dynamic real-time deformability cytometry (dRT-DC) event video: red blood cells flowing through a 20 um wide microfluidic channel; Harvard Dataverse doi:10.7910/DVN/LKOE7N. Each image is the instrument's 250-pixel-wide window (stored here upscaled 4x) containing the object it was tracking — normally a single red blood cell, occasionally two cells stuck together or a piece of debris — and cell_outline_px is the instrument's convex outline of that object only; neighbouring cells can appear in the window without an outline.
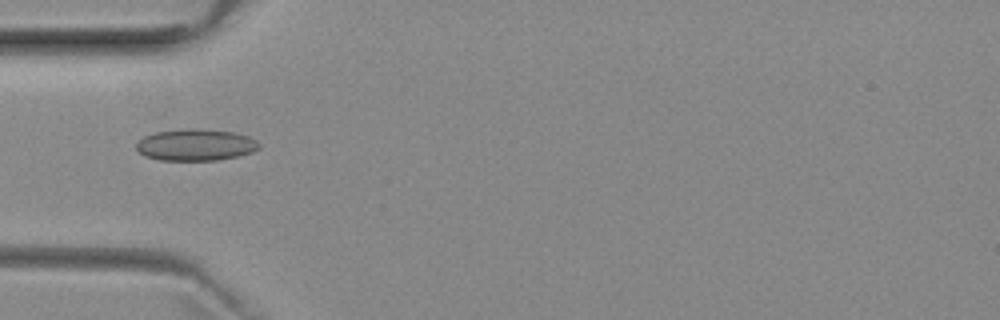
{"species": "common noctule bat (a hibernating species)", "species_latin": "Nyctalus noctula", "temperature_condition": "room temperature", "stored_images_in_passage": 30, "camera_frame_rate_fps": 3000, "um_per_image_px": 0.085, "animal": {"sex": "female", "body_mass_g": 29.2, "forearm_length_mm": 56.3}, "frame": {"image": 1, "passage_image": 1, "time_ms": 0.0, "image_size_px": [1000, 320], "cell_outline_px": [[260, 148], [252, 152], [236, 156], [216, 160], [160, 160], [144, 156], [136, 148], [136, 144], [144, 136], [156, 132], [184, 128], [196, 128], [232, 132], [248, 136], [256, 140], [260, 144]], "centroid_in_image_um": [16.62, 12.31], "position_along_channel_um": 68.4, "area_um2": 22.6}}
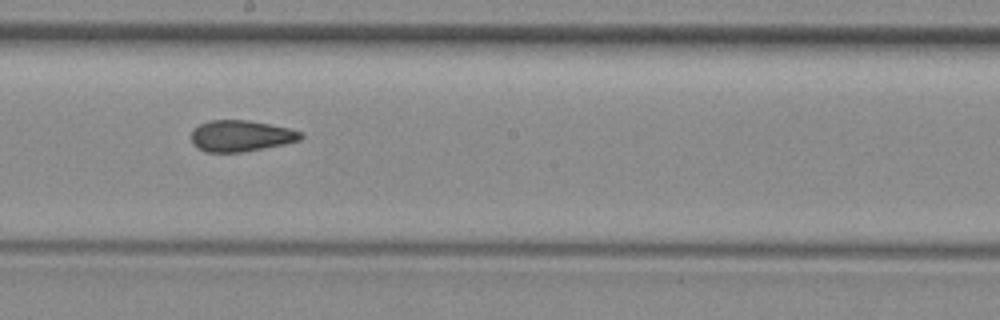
{"frame": {"image": 2, "passage_image": 13, "time_ms": 4.0, "image_size_px": [1000, 320], "cell_outline_px": [[304, 136], [300, 140], [284, 144], [264, 148], [240, 152], [204, 152], [196, 148], [192, 144], [192, 132], [200, 124], [212, 120], [248, 120], [288, 128], [304, 132]], "centroid_in_image_um": [20.48, 11.56], "position_along_channel_um": 227.7, "area_um2": 19.88}}
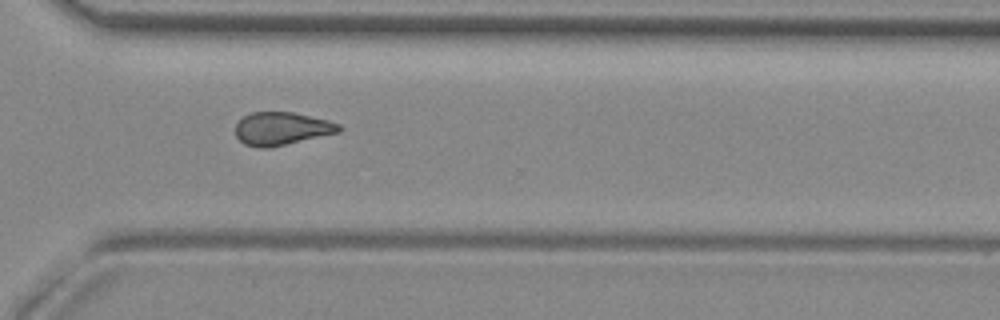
{"frame": {"image": 3, "passage_image": 22, "time_ms": 7.0, "image_size_px": [1000, 320], "cell_outline_px": [[344, 128], [340, 132], [268, 148], [256, 148], [244, 144], [236, 136], [236, 124], [244, 116], [252, 112], [292, 112], [328, 120], [340, 124]], "centroid_in_image_um": [23.95, 10.94], "position_along_channel_um": 346.6, "area_um2": 19.88}, "authors_computed_cell_mechanics": {"area_um2": 20.1722, "velocity_mm_per_s": 3.979, "shape_relaxation_time_tau1_ms": null, "shape_relaxation_time_tau2_ms": 2.5252, "deformation_change_tau1": null, "deformation_change_tau2": 0.0742}}